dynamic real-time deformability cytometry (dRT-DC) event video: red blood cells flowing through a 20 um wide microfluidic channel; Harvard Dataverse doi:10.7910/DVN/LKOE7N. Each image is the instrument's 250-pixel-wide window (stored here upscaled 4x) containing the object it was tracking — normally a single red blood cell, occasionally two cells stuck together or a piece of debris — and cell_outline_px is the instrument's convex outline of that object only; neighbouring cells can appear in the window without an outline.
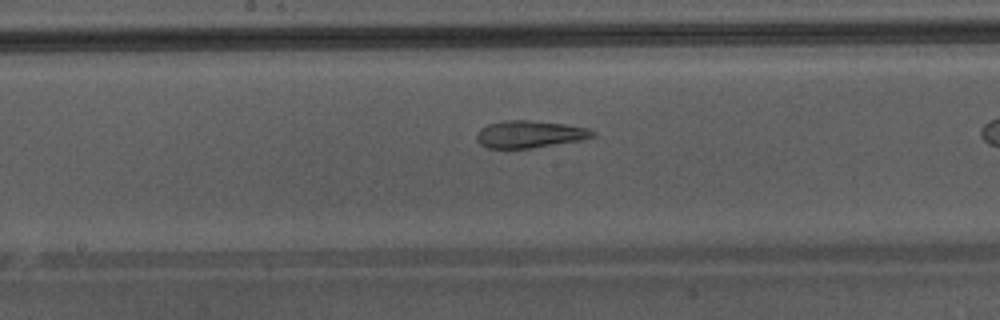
{"species": "Egyptian fruit bat (a non-hibernating species)", "species_latin": "Rousettus aegyptiacus", "temperature_condition": "warm", "stored_images_in_passage": 24, "camera_frame_rate_fps": 3000, "um_per_image_px": 0.085, "animal": {"sex": "male"}, "frame": {"image": 1, "passage_image": 11, "time_ms": 3.333, "image_size_px": [1000, 320], "cell_outline_px": [[596, 132], [592, 136], [580, 140], [532, 148], [488, 148], [480, 144], [476, 140], [476, 136], [480, 128], [488, 124], [508, 120], [528, 120], [564, 124], [588, 128]], "centroid_in_image_um": [44.98, 11.41], "position_along_channel_um": 203.2, "area_um2": 18.21}}
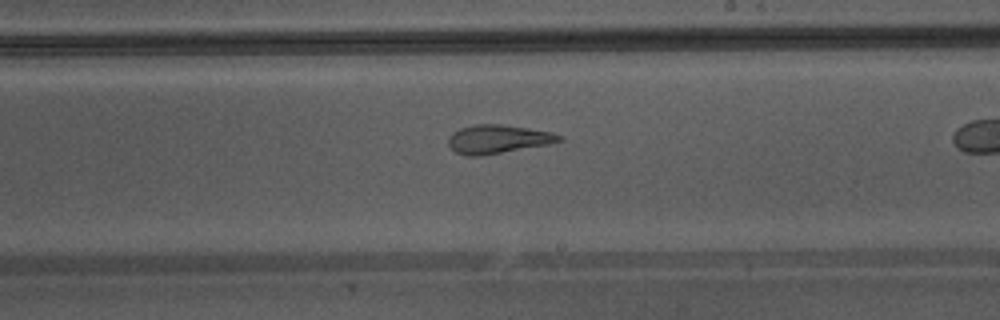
{"frame": {"image": 2, "passage_image": 14, "time_ms": 4.333, "image_size_px": [1000, 320], "cell_outline_px": [[564, 140], [548, 144], [480, 156], [468, 156], [456, 152], [448, 144], [448, 136], [452, 132], [460, 128], [472, 124], [504, 124], [552, 132], [564, 136]], "centroid_in_image_um": [42.32, 11.81], "position_along_channel_um": 246.7, "area_um2": 18.55}}